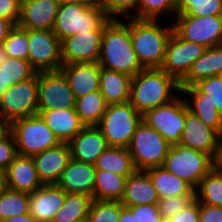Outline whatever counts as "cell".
<instances>
[{"label":"cell","mask_w":222,"mask_h":222,"mask_svg":"<svg viewBox=\"0 0 222 222\" xmlns=\"http://www.w3.org/2000/svg\"><path fill=\"white\" fill-rule=\"evenodd\" d=\"M98 64L105 69L134 77L143 67L139 63L131 41V17L111 19L102 34Z\"/></svg>","instance_id":"6da1fadb"},{"label":"cell","mask_w":222,"mask_h":222,"mask_svg":"<svg viewBox=\"0 0 222 222\" xmlns=\"http://www.w3.org/2000/svg\"><path fill=\"white\" fill-rule=\"evenodd\" d=\"M179 83L161 68H143L132 77L129 102L144 115L148 110L173 100Z\"/></svg>","instance_id":"7a4b0ae2"},{"label":"cell","mask_w":222,"mask_h":222,"mask_svg":"<svg viewBox=\"0 0 222 222\" xmlns=\"http://www.w3.org/2000/svg\"><path fill=\"white\" fill-rule=\"evenodd\" d=\"M160 20L131 17V41L137 59L143 68H160L173 25L163 27Z\"/></svg>","instance_id":"3957f363"},{"label":"cell","mask_w":222,"mask_h":222,"mask_svg":"<svg viewBox=\"0 0 222 222\" xmlns=\"http://www.w3.org/2000/svg\"><path fill=\"white\" fill-rule=\"evenodd\" d=\"M110 20L99 0L94 3H65L59 5L52 31L62 42L78 33L104 31Z\"/></svg>","instance_id":"277c9868"},{"label":"cell","mask_w":222,"mask_h":222,"mask_svg":"<svg viewBox=\"0 0 222 222\" xmlns=\"http://www.w3.org/2000/svg\"><path fill=\"white\" fill-rule=\"evenodd\" d=\"M143 115L128 101L109 104L96 125L103 133L110 147L127 148Z\"/></svg>","instance_id":"5b68a950"},{"label":"cell","mask_w":222,"mask_h":222,"mask_svg":"<svg viewBox=\"0 0 222 222\" xmlns=\"http://www.w3.org/2000/svg\"><path fill=\"white\" fill-rule=\"evenodd\" d=\"M163 167L195 190L201 179L215 165L211 155L181 144H174L169 148Z\"/></svg>","instance_id":"8992f818"},{"label":"cell","mask_w":222,"mask_h":222,"mask_svg":"<svg viewBox=\"0 0 222 222\" xmlns=\"http://www.w3.org/2000/svg\"><path fill=\"white\" fill-rule=\"evenodd\" d=\"M10 131L15 139L17 154L24 156L32 157L61 143L40 114L13 121Z\"/></svg>","instance_id":"52a82bcc"},{"label":"cell","mask_w":222,"mask_h":222,"mask_svg":"<svg viewBox=\"0 0 222 222\" xmlns=\"http://www.w3.org/2000/svg\"><path fill=\"white\" fill-rule=\"evenodd\" d=\"M170 146L161 134L142 120L127 148L136 170L145 171L163 166Z\"/></svg>","instance_id":"ba28073f"},{"label":"cell","mask_w":222,"mask_h":222,"mask_svg":"<svg viewBox=\"0 0 222 222\" xmlns=\"http://www.w3.org/2000/svg\"><path fill=\"white\" fill-rule=\"evenodd\" d=\"M34 114H38V72L0 96V116L9 124Z\"/></svg>","instance_id":"9c48e42d"},{"label":"cell","mask_w":222,"mask_h":222,"mask_svg":"<svg viewBox=\"0 0 222 222\" xmlns=\"http://www.w3.org/2000/svg\"><path fill=\"white\" fill-rule=\"evenodd\" d=\"M143 121L171 145L179 144L185 123V100L176 96L170 102L148 110Z\"/></svg>","instance_id":"30bf717a"},{"label":"cell","mask_w":222,"mask_h":222,"mask_svg":"<svg viewBox=\"0 0 222 222\" xmlns=\"http://www.w3.org/2000/svg\"><path fill=\"white\" fill-rule=\"evenodd\" d=\"M175 17L173 31L181 39L206 48L222 45V15Z\"/></svg>","instance_id":"8fae6325"},{"label":"cell","mask_w":222,"mask_h":222,"mask_svg":"<svg viewBox=\"0 0 222 222\" xmlns=\"http://www.w3.org/2000/svg\"><path fill=\"white\" fill-rule=\"evenodd\" d=\"M28 42V61L36 72L60 70L61 42L52 30L28 29Z\"/></svg>","instance_id":"7c38bea8"},{"label":"cell","mask_w":222,"mask_h":222,"mask_svg":"<svg viewBox=\"0 0 222 222\" xmlns=\"http://www.w3.org/2000/svg\"><path fill=\"white\" fill-rule=\"evenodd\" d=\"M76 97L61 70L38 72V110L75 108Z\"/></svg>","instance_id":"4fadbf2b"},{"label":"cell","mask_w":222,"mask_h":222,"mask_svg":"<svg viewBox=\"0 0 222 222\" xmlns=\"http://www.w3.org/2000/svg\"><path fill=\"white\" fill-rule=\"evenodd\" d=\"M206 49L202 45L181 39L173 31L160 68L180 83Z\"/></svg>","instance_id":"5bb4252c"},{"label":"cell","mask_w":222,"mask_h":222,"mask_svg":"<svg viewBox=\"0 0 222 222\" xmlns=\"http://www.w3.org/2000/svg\"><path fill=\"white\" fill-rule=\"evenodd\" d=\"M103 31L78 33L61 42L63 64L96 63L99 60Z\"/></svg>","instance_id":"9a60e30c"},{"label":"cell","mask_w":222,"mask_h":222,"mask_svg":"<svg viewBox=\"0 0 222 222\" xmlns=\"http://www.w3.org/2000/svg\"><path fill=\"white\" fill-rule=\"evenodd\" d=\"M217 142L218 132L189 111L185 102L184 130L179 144L207 153L214 158L217 152Z\"/></svg>","instance_id":"2e32d148"},{"label":"cell","mask_w":222,"mask_h":222,"mask_svg":"<svg viewBox=\"0 0 222 222\" xmlns=\"http://www.w3.org/2000/svg\"><path fill=\"white\" fill-rule=\"evenodd\" d=\"M66 194L57 184H43L29 194V214L37 222H52L62 208Z\"/></svg>","instance_id":"e0dca14e"},{"label":"cell","mask_w":222,"mask_h":222,"mask_svg":"<svg viewBox=\"0 0 222 222\" xmlns=\"http://www.w3.org/2000/svg\"><path fill=\"white\" fill-rule=\"evenodd\" d=\"M32 158L41 182L56 184L71 159V151L68 143L61 142Z\"/></svg>","instance_id":"ac0fdd59"},{"label":"cell","mask_w":222,"mask_h":222,"mask_svg":"<svg viewBox=\"0 0 222 222\" xmlns=\"http://www.w3.org/2000/svg\"><path fill=\"white\" fill-rule=\"evenodd\" d=\"M59 5L58 0H21L18 26L23 29L52 30Z\"/></svg>","instance_id":"d6986e66"},{"label":"cell","mask_w":222,"mask_h":222,"mask_svg":"<svg viewBox=\"0 0 222 222\" xmlns=\"http://www.w3.org/2000/svg\"><path fill=\"white\" fill-rule=\"evenodd\" d=\"M68 144L71 158L88 164H95L97 158L109 147L97 126H85Z\"/></svg>","instance_id":"ffe728a7"},{"label":"cell","mask_w":222,"mask_h":222,"mask_svg":"<svg viewBox=\"0 0 222 222\" xmlns=\"http://www.w3.org/2000/svg\"><path fill=\"white\" fill-rule=\"evenodd\" d=\"M95 175L94 164L71 158L56 184L66 193L85 194L93 198Z\"/></svg>","instance_id":"44dd1931"},{"label":"cell","mask_w":222,"mask_h":222,"mask_svg":"<svg viewBox=\"0 0 222 222\" xmlns=\"http://www.w3.org/2000/svg\"><path fill=\"white\" fill-rule=\"evenodd\" d=\"M101 66L96 63L63 64L60 70L68 80L70 89L76 98L99 90Z\"/></svg>","instance_id":"7402d4cb"},{"label":"cell","mask_w":222,"mask_h":222,"mask_svg":"<svg viewBox=\"0 0 222 222\" xmlns=\"http://www.w3.org/2000/svg\"><path fill=\"white\" fill-rule=\"evenodd\" d=\"M8 189L33 193L43 185L35 168L33 158L17 154L6 169Z\"/></svg>","instance_id":"603a6c76"},{"label":"cell","mask_w":222,"mask_h":222,"mask_svg":"<svg viewBox=\"0 0 222 222\" xmlns=\"http://www.w3.org/2000/svg\"><path fill=\"white\" fill-rule=\"evenodd\" d=\"M124 207L157 204L159 196L156 188L144 170H136L125 182L124 194L120 200Z\"/></svg>","instance_id":"cb8c5ba5"},{"label":"cell","mask_w":222,"mask_h":222,"mask_svg":"<svg viewBox=\"0 0 222 222\" xmlns=\"http://www.w3.org/2000/svg\"><path fill=\"white\" fill-rule=\"evenodd\" d=\"M38 114L45 120L46 125L60 142L69 143L85 127L75 108L38 110Z\"/></svg>","instance_id":"d4e9b609"},{"label":"cell","mask_w":222,"mask_h":222,"mask_svg":"<svg viewBox=\"0 0 222 222\" xmlns=\"http://www.w3.org/2000/svg\"><path fill=\"white\" fill-rule=\"evenodd\" d=\"M222 73V45L209 47L192 64L187 76L179 83L180 89L196 84L198 81Z\"/></svg>","instance_id":"484cf974"},{"label":"cell","mask_w":222,"mask_h":222,"mask_svg":"<svg viewBox=\"0 0 222 222\" xmlns=\"http://www.w3.org/2000/svg\"><path fill=\"white\" fill-rule=\"evenodd\" d=\"M131 81L124 73L100 68L99 91L108 105L130 100Z\"/></svg>","instance_id":"4316f807"},{"label":"cell","mask_w":222,"mask_h":222,"mask_svg":"<svg viewBox=\"0 0 222 222\" xmlns=\"http://www.w3.org/2000/svg\"><path fill=\"white\" fill-rule=\"evenodd\" d=\"M145 171L156 188L159 199L195 195V190L187 182L171 174L163 166L149 168Z\"/></svg>","instance_id":"83f0119b"},{"label":"cell","mask_w":222,"mask_h":222,"mask_svg":"<svg viewBox=\"0 0 222 222\" xmlns=\"http://www.w3.org/2000/svg\"><path fill=\"white\" fill-rule=\"evenodd\" d=\"M94 165L96 170H108L121 176H129L136 171L128 148L109 146Z\"/></svg>","instance_id":"f1b7e54d"},{"label":"cell","mask_w":222,"mask_h":222,"mask_svg":"<svg viewBox=\"0 0 222 222\" xmlns=\"http://www.w3.org/2000/svg\"><path fill=\"white\" fill-rule=\"evenodd\" d=\"M127 177L108 170H96L93 199L120 201Z\"/></svg>","instance_id":"f546056e"},{"label":"cell","mask_w":222,"mask_h":222,"mask_svg":"<svg viewBox=\"0 0 222 222\" xmlns=\"http://www.w3.org/2000/svg\"><path fill=\"white\" fill-rule=\"evenodd\" d=\"M107 105L101 92L96 90L76 98L75 110L85 126H96L106 112Z\"/></svg>","instance_id":"4dcf8cb0"},{"label":"cell","mask_w":222,"mask_h":222,"mask_svg":"<svg viewBox=\"0 0 222 222\" xmlns=\"http://www.w3.org/2000/svg\"><path fill=\"white\" fill-rule=\"evenodd\" d=\"M35 73L29 61L8 57L0 65V96L10 86L31 78Z\"/></svg>","instance_id":"1f68e13d"},{"label":"cell","mask_w":222,"mask_h":222,"mask_svg":"<svg viewBox=\"0 0 222 222\" xmlns=\"http://www.w3.org/2000/svg\"><path fill=\"white\" fill-rule=\"evenodd\" d=\"M195 199L201 204L222 207V173L216 167L199 182Z\"/></svg>","instance_id":"d6a6232c"},{"label":"cell","mask_w":222,"mask_h":222,"mask_svg":"<svg viewBox=\"0 0 222 222\" xmlns=\"http://www.w3.org/2000/svg\"><path fill=\"white\" fill-rule=\"evenodd\" d=\"M183 95L191 98L208 99L219 113L222 114V79L219 76H212L202 79L196 84L180 89Z\"/></svg>","instance_id":"836d02e7"},{"label":"cell","mask_w":222,"mask_h":222,"mask_svg":"<svg viewBox=\"0 0 222 222\" xmlns=\"http://www.w3.org/2000/svg\"><path fill=\"white\" fill-rule=\"evenodd\" d=\"M93 198L78 193H67L62 208L55 214L52 222H74L87 217Z\"/></svg>","instance_id":"e575fe53"},{"label":"cell","mask_w":222,"mask_h":222,"mask_svg":"<svg viewBox=\"0 0 222 222\" xmlns=\"http://www.w3.org/2000/svg\"><path fill=\"white\" fill-rule=\"evenodd\" d=\"M24 214H29L28 193L7 189L0 195V222Z\"/></svg>","instance_id":"d590c367"},{"label":"cell","mask_w":222,"mask_h":222,"mask_svg":"<svg viewBox=\"0 0 222 222\" xmlns=\"http://www.w3.org/2000/svg\"><path fill=\"white\" fill-rule=\"evenodd\" d=\"M184 98L188 110L198 116L207 126L215 129L218 133L222 130V114L208 99ZM188 100V101H187Z\"/></svg>","instance_id":"8d00e7d4"},{"label":"cell","mask_w":222,"mask_h":222,"mask_svg":"<svg viewBox=\"0 0 222 222\" xmlns=\"http://www.w3.org/2000/svg\"><path fill=\"white\" fill-rule=\"evenodd\" d=\"M222 15V0H179L176 16Z\"/></svg>","instance_id":"74e56055"},{"label":"cell","mask_w":222,"mask_h":222,"mask_svg":"<svg viewBox=\"0 0 222 222\" xmlns=\"http://www.w3.org/2000/svg\"><path fill=\"white\" fill-rule=\"evenodd\" d=\"M177 0H138L137 19L158 20L161 15L177 14Z\"/></svg>","instance_id":"f35d334b"},{"label":"cell","mask_w":222,"mask_h":222,"mask_svg":"<svg viewBox=\"0 0 222 222\" xmlns=\"http://www.w3.org/2000/svg\"><path fill=\"white\" fill-rule=\"evenodd\" d=\"M28 29L14 26L8 33L2 47L5 49L8 57L24 59L28 61Z\"/></svg>","instance_id":"ab89813d"},{"label":"cell","mask_w":222,"mask_h":222,"mask_svg":"<svg viewBox=\"0 0 222 222\" xmlns=\"http://www.w3.org/2000/svg\"><path fill=\"white\" fill-rule=\"evenodd\" d=\"M123 207L120 201L93 199L87 217L89 222H119Z\"/></svg>","instance_id":"60d3db41"},{"label":"cell","mask_w":222,"mask_h":222,"mask_svg":"<svg viewBox=\"0 0 222 222\" xmlns=\"http://www.w3.org/2000/svg\"><path fill=\"white\" fill-rule=\"evenodd\" d=\"M99 2L110 19H119L121 15H124L125 19L128 17L137 19L138 0H99ZM133 10L134 13L131 15Z\"/></svg>","instance_id":"b9f144b4"},{"label":"cell","mask_w":222,"mask_h":222,"mask_svg":"<svg viewBox=\"0 0 222 222\" xmlns=\"http://www.w3.org/2000/svg\"><path fill=\"white\" fill-rule=\"evenodd\" d=\"M194 199L195 195H181L159 199L157 205L163 221H169L171 217L182 211Z\"/></svg>","instance_id":"7bdbcfd3"},{"label":"cell","mask_w":222,"mask_h":222,"mask_svg":"<svg viewBox=\"0 0 222 222\" xmlns=\"http://www.w3.org/2000/svg\"><path fill=\"white\" fill-rule=\"evenodd\" d=\"M17 155L13 134L9 131L0 139V168L6 170Z\"/></svg>","instance_id":"ee69618b"},{"label":"cell","mask_w":222,"mask_h":222,"mask_svg":"<svg viewBox=\"0 0 222 222\" xmlns=\"http://www.w3.org/2000/svg\"><path fill=\"white\" fill-rule=\"evenodd\" d=\"M128 208L133 215H137L138 222H164L157 204L136 205Z\"/></svg>","instance_id":"f6af8a7d"},{"label":"cell","mask_w":222,"mask_h":222,"mask_svg":"<svg viewBox=\"0 0 222 222\" xmlns=\"http://www.w3.org/2000/svg\"><path fill=\"white\" fill-rule=\"evenodd\" d=\"M21 13V0H0V17L17 26Z\"/></svg>","instance_id":"bcb514c9"},{"label":"cell","mask_w":222,"mask_h":222,"mask_svg":"<svg viewBox=\"0 0 222 222\" xmlns=\"http://www.w3.org/2000/svg\"><path fill=\"white\" fill-rule=\"evenodd\" d=\"M200 203L194 199L187 207L176 213L167 222H199Z\"/></svg>","instance_id":"7dc6e473"},{"label":"cell","mask_w":222,"mask_h":222,"mask_svg":"<svg viewBox=\"0 0 222 222\" xmlns=\"http://www.w3.org/2000/svg\"><path fill=\"white\" fill-rule=\"evenodd\" d=\"M199 222H222V207L200 203Z\"/></svg>","instance_id":"c3c4849f"},{"label":"cell","mask_w":222,"mask_h":222,"mask_svg":"<svg viewBox=\"0 0 222 222\" xmlns=\"http://www.w3.org/2000/svg\"><path fill=\"white\" fill-rule=\"evenodd\" d=\"M14 27V25L7 19L0 17V46L3 45V42L7 38L9 31Z\"/></svg>","instance_id":"681fc988"},{"label":"cell","mask_w":222,"mask_h":222,"mask_svg":"<svg viewBox=\"0 0 222 222\" xmlns=\"http://www.w3.org/2000/svg\"><path fill=\"white\" fill-rule=\"evenodd\" d=\"M119 222H138L137 215H133L131 210L127 207H123L121 210Z\"/></svg>","instance_id":"f907efd6"},{"label":"cell","mask_w":222,"mask_h":222,"mask_svg":"<svg viewBox=\"0 0 222 222\" xmlns=\"http://www.w3.org/2000/svg\"><path fill=\"white\" fill-rule=\"evenodd\" d=\"M2 222H37L32 218L30 214H24L20 216H13L11 218L5 219Z\"/></svg>","instance_id":"816d5d0a"},{"label":"cell","mask_w":222,"mask_h":222,"mask_svg":"<svg viewBox=\"0 0 222 222\" xmlns=\"http://www.w3.org/2000/svg\"><path fill=\"white\" fill-rule=\"evenodd\" d=\"M214 163H222V130L218 133L217 152Z\"/></svg>","instance_id":"f5cc1de1"},{"label":"cell","mask_w":222,"mask_h":222,"mask_svg":"<svg viewBox=\"0 0 222 222\" xmlns=\"http://www.w3.org/2000/svg\"><path fill=\"white\" fill-rule=\"evenodd\" d=\"M8 189L6 170L0 168V195Z\"/></svg>","instance_id":"db71d44e"},{"label":"cell","mask_w":222,"mask_h":222,"mask_svg":"<svg viewBox=\"0 0 222 222\" xmlns=\"http://www.w3.org/2000/svg\"><path fill=\"white\" fill-rule=\"evenodd\" d=\"M10 131V124L0 116V139Z\"/></svg>","instance_id":"11a10c76"},{"label":"cell","mask_w":222,"mask_h":222,"mask_svg":"<svg viewBox=\"0 0 222 222\" xmlns=\"http://www.w3.org/2000/svg\"><path fill=\"white\" fill-rule=\"evenodd\" d=\"M97 0H58L60 4H65V3H94Z\"/></svg>","instance_id":"9f6ffc18"},{"label":"cell","mask_w":222,"mask_h":222,"mask_svg":"<svg viewBox=\"0 0 222 222\" xmlns=\"http://www.w3.org/2000/svg\"><path fill=\"white\" fill-rule=\"evenodd\" d=\"M8 58L7 53L5 52V49L0 46V65Z\"/></svg>","instance_id":"6f0895ef"},{"label":"cell","mask_w":222,"mask_h":222,"mask_svg":"<svg viewBox=\"0 0 222 222\" xmlns=\"http://www.w3.org/2000/svg\"><path fill=\"white\" fill-rule=\"evenodd\" d=\"M214 165L222 173V163H214Z\"/></svg>","instance_id":"680465c9"},{"label":"cell","mask_w":222,"mask_h":222,"mask_svg":"<svg viewBox=\"0 0 222 222\" xmlns=\"http://www.w3.org/2000/svg\"><path fill=\"white\" fill-rule=\"evenodd\" d=\"M74 222H89V220H88V217H83V218L78 219V220H76Z\"/></svg>","instance_id":"91938a15"}]
</instances>
